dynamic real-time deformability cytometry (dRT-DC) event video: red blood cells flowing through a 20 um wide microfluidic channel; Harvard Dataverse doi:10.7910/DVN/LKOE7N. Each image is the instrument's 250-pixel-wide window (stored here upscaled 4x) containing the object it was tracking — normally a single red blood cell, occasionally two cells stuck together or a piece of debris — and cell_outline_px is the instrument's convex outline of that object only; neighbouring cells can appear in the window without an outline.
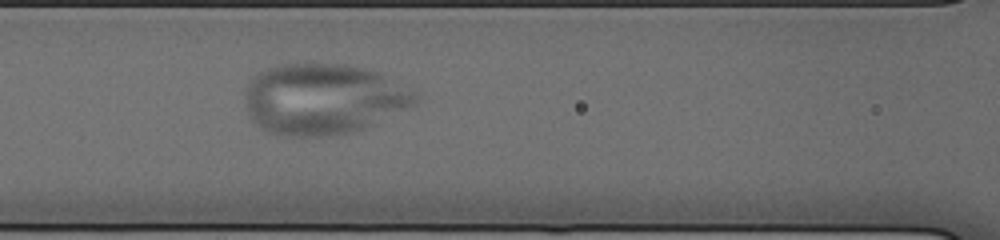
{"species": "human", "species_latin": "Homo sapiens", "temperature_condition": "cold", "stored_images_in_passage": 5, "camera_frame_rate_fps": 3000, "um_per_image_px": 0.085, "donor": {"sex": "male"}, "frame": {"image": 1, "passage_image": 5, "time_ms": 4.667, "image_size_px": [1000, 240], "cell_outline_px": [[420, 96], [416, 104], [372, 124], [348, 132], [328, 136], [288, 136], [268, 132], [256, 124], [252, 120], [248, 112], [244, 100], [244, 88], [260, 72], [268, 68], [284, 64], [348, 64], [368, 68], [380, 72], [416, 92]], "centroid_in_image_um": [27.48, 8.4], "position_along_channel_um": 139.1, "area_um2": 70.23}}